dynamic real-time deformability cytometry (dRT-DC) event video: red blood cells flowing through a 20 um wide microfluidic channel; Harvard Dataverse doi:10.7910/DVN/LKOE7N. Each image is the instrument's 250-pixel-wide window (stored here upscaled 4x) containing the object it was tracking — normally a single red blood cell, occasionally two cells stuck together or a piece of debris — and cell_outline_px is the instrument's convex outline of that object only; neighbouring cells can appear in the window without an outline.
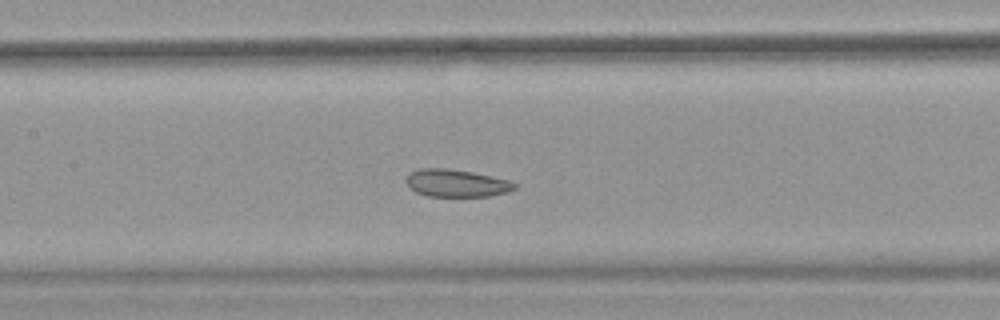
{"species": "common noctule bat (a hibernating species)", "species_latin": "Nyctalus noctula", "temperature_condition": "warm", "stored_images_in_passage": 49, "camera_frame_rate_fps": 3000, "um_per_image_px": 0.085, "animal": {"sex": "female", "body_mass_g": 18.4}, "frame": {"image": 1, "passage_image": 22, "time_ms": 7.0, "image_size_px": [1000, 320], "cell_outline_px": [[516, 188], [508, 192], [488, 196], [428, 196], [416, 192], [408, 184], [408, 176], [412, 172], [420, 168], [444, 168], [472, 172], [508, 180], [516, 184]], "centroid_in_image_um": [38.82, 15.57], "position_along_channel_um": 168.6, "area_um2": 16.99}, "authors_computed_cell_mechanics": {"area_um2": 20.0566, "velocity_mm_per_s": 3.9541, "shape_relaxation_time_tau1_ms": 11.3185, "shape_relaxation_time_tau2_ms": 2.1745, "deformation_change_tau1": 0.0829, "deformation_change_tau2": 0.0854}}